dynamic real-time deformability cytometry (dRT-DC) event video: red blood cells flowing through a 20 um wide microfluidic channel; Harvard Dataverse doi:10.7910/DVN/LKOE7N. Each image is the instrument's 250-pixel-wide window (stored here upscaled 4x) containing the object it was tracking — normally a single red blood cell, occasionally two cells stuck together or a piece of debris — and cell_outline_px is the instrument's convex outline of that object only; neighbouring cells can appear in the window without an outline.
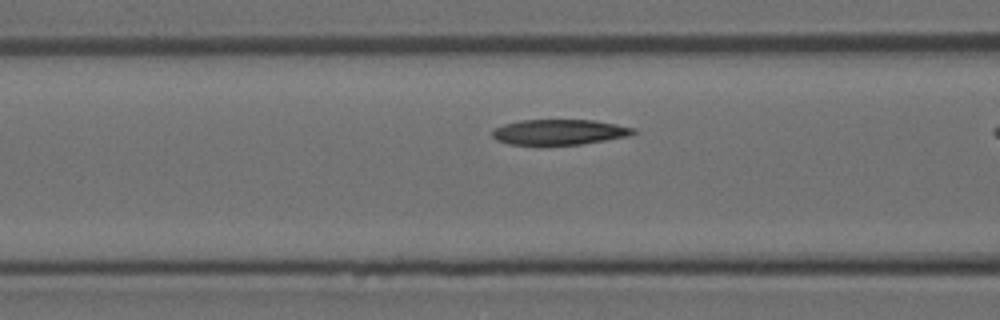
{"species": "Egyptian fruit bat (a non-hibernating species)", "species_latin": "Rousettus aegyptiacus", "temperature_condition": "room temperature", "stored_images_in_passage": 9, "camera_frame_rate_fps": 3000, "um_per_image_px": 0.085, "animal": {"sex": "female"}, "frame": {"image": 1, "passage_image": 4, "time_ms": 1.0, "image_size_px": [1000, 320], "cell_outline_px": [[636, 132], [628, 136], [580, 144], [508, 144], [496, 140], [492, 136], [492, 132], [496, 128], [504, 124], [520, 120], [592, 120], [616, 124], [636, 128]], "centroid_in_image_um": [47.54, 11.21], "position_along_channel_um": 119.1, "area_um2": 20.58}}
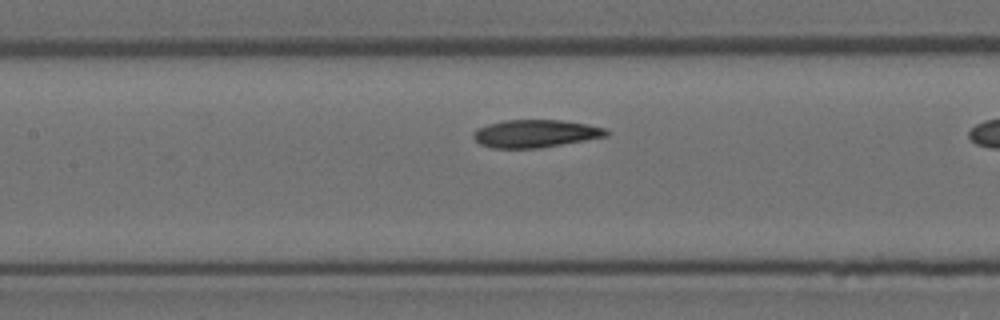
{"frame": {"image": 2, "passage_image": 7, "time_ms": 2.0, "image_size_px": [1000, 320], "cell_outline_px": [[612, 132], [608, 136], [540, 148], [492, 148], [480, 144], [472, 136], [476, 128], [488, 124], [504, 120], [560, 120], [588, 124], [604, 128]], "centroid_in_image_um": [45.52, 11.35], "position_along_channel_um": 161.9, "area_um2": 21.56}}